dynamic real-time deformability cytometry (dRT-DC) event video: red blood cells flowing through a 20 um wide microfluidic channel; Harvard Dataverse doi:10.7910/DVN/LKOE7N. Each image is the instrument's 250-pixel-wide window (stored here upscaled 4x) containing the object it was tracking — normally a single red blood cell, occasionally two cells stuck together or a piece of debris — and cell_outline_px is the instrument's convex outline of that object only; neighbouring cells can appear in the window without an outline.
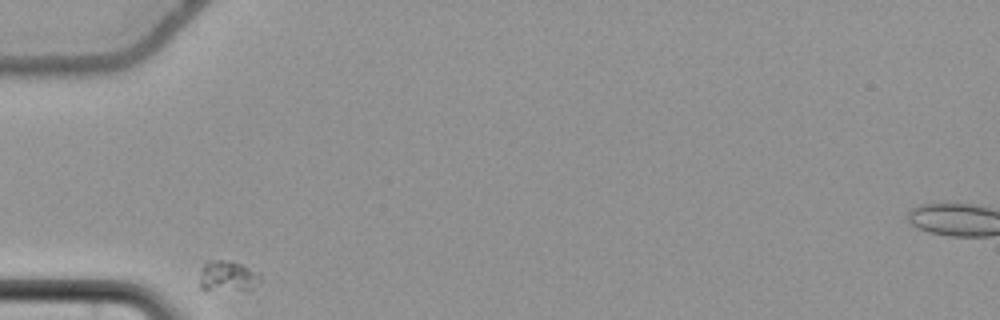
{"species": "common noctule bat (a hibernating species)", "species_latin": "Nyctalus noctula", "temperature_condition": "cold", "stored_images_in_passage": 31, "camera_frame_rate_fps": 3000, "um_per_image_px": 0.085, "animal": {"sex": "female", "body_mass_g": 22.7, "forearm_length_mm": 54.2}, "frame": {"image": 1, "passage_image": 1, "time_ms": 0.0, "image_size_px": [1000, 320], "cell_outline_px": [[260, 280], [248, 292], [200, 288], [200, 272], [204, 264], [208, 260], [220, 260], [240, 264], [260, 272]], "centroid_in_image_um": [19.38, 23.5], "position_along_channel_um": 65.6, "area_um2": 10.92}}
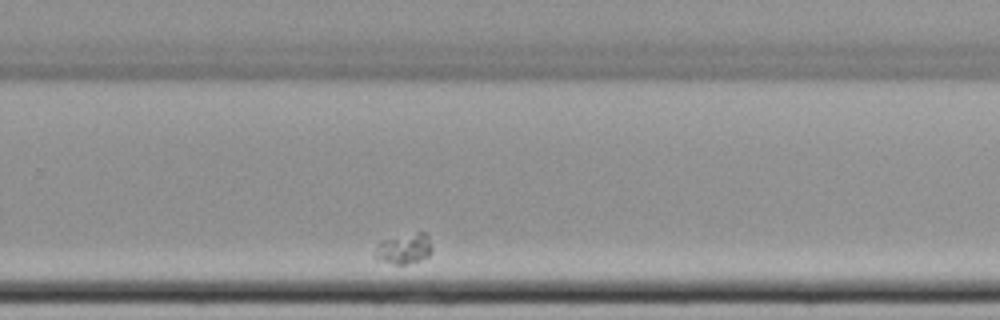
{"frame": {"image": 2, "passage_image": 24, "time_ms": 7.667, "image_size_px": [1000, 320], "cell_outline_px": [[432, 252], [428, 256], [420, 260], [404, 264], [392, 264], [376, 260], [376, 256], [380, 240], [416, 232], [424, 232], [428, 236], [432, 248]], "centroid_in_image_um": [34.37, 21.14], "position_along_channel_um": 295.4, "area_um2": 10.0}}
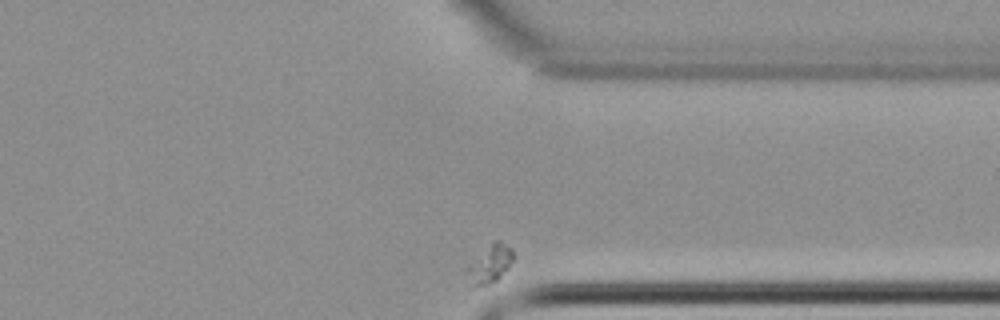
{"frame": {"image": 3, "passage_image": 31, "time_ms": 10.0, "image_size_px": [1000, 320], "cell_outline_px": [[512, 260], [508, 268], [496, 280], [488, 284], [472, 288], [464, 272], [464, 268], [492, 240], [500, 240], [512, 248]], "centroid_in_image_um": [41.57, 22.44], "position_along_channel_um": 369.8, "area_um2": 10.52}}